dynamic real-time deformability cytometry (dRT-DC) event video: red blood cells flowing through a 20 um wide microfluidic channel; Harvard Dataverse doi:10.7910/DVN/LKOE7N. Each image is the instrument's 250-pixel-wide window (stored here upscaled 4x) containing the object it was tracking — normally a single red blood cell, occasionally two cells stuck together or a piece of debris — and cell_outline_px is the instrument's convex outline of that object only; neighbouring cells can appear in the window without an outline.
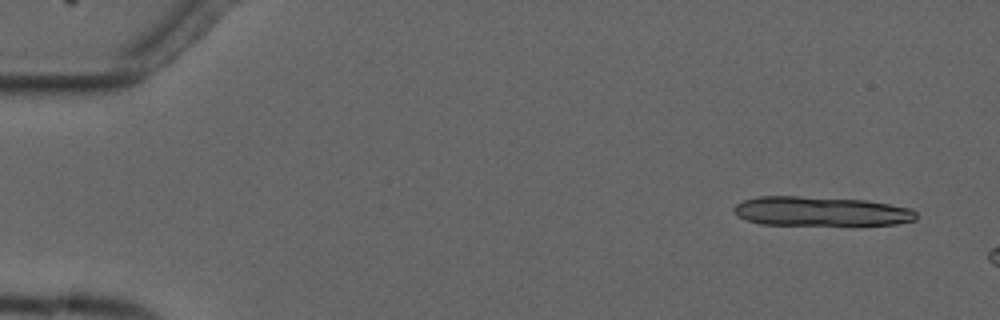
{"species": "common noctule bat (a hibernating species)", "species_latin": "Nyctalus noctula", "temperature_condition": "cold", "stored_images_in_passage": 3, "camera_frame_rate_fps": 3000, "um_per_image_px": 0.085, "animal": {"sex": "male", "forearm_length_mm": 52.5}, "frame": {"image": 1, "passage_image": 1, "time_ms": 0.0, "image_size_px": [1000, 320], "cell_outline_px": [[916, 220], [896, 224], [760, 224], [748, 220], [740, 216], [732, 208], [736, 204], [744, 200], [760, 196], [796, 196], [864, 200], [912, 208], [916, 212]], "centroid_in_image_um": [69.78, 17.95], "position_along_channel_um": 15.2, "area_um2": 30.69}}